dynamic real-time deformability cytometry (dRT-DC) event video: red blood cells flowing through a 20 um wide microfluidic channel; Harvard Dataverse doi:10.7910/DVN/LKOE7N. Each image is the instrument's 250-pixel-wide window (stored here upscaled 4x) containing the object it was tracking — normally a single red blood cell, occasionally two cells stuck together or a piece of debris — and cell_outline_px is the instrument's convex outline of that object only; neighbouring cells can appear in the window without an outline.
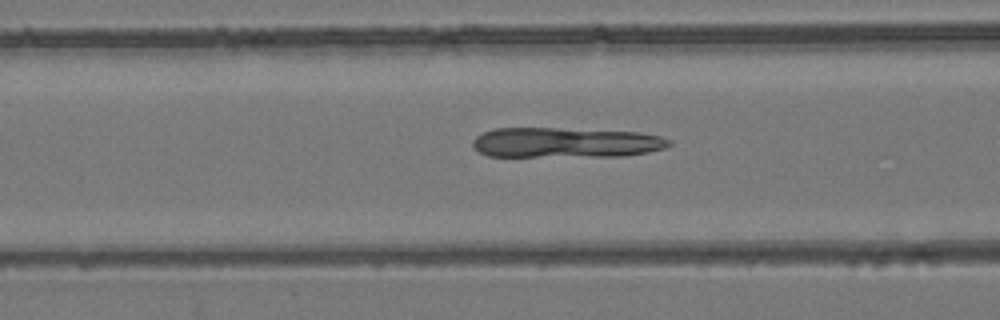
{"species": "common noctule bat (a hibernating species)", "species_latin": "Nyctalus noctula", "temperature_condition": "room temperature", "stored_images_in_passage": 6, "segment_of_instrument_passage": [2, 2], "camera_frame_rate_fps": 3000, "um_per_image_px": 0.085, "animal": {"sex": "female", "body_mass_g": 24.6, "forearm_length_mm": 56.2}, "frame": {"image": 1, "passage_image": 6, "time_ms": 7.333, "image_size_px": [1000, 320], "cell_outline_px": [[672, 144], [664, 148], [648, 152], [624, 156], [488, 156], [480, 152], [472, 144], [472, 140], [476, 136], [492, 128], [556, 128], [640, 132], [660, 136], [672, 140]], "centroid_in_image_um": [48.1, 12.11], "position_along_channel_um": 118.5, "area_um2": 34.56}}